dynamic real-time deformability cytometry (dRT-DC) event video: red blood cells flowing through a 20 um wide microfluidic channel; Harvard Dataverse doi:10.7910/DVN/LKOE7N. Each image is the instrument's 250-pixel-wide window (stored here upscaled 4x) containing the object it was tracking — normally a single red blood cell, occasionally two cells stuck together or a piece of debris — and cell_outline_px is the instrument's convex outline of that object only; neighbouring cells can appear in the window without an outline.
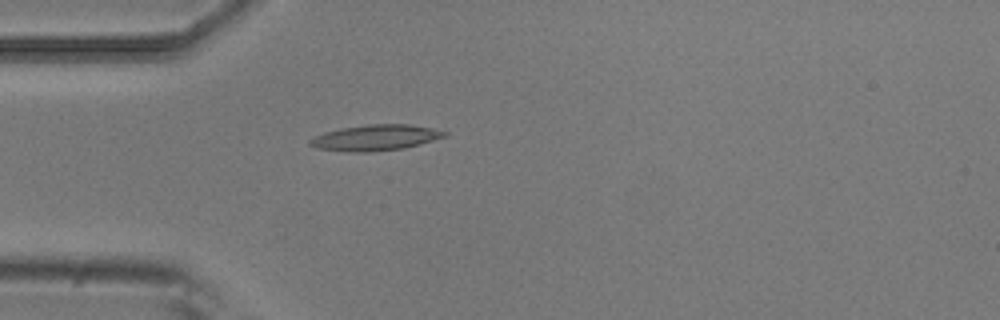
{"species": "common noctule bat (a hibernating species)", "species_latin": "Nyctalus noctula", "temperature_condition": "room temperature", "stored_images_in_passage": 5, "camera_frame_rate_fps": 3000, "um_per_image_px": 0.085, "animal": {"sex": "male", "body_mass_g": 20.5, "forearm_length_mm": 52.5}, "frame": {"image": 1, "passage_image": 5, "time_ms": 1.333, "image_size_px": [1000, 320], "cell_outline_px": [[448, 136], [404, 148], [368, 152], [352, 152], [316, 148], [308, 144], [308, 140], [324, 132], [340, 128], [368, 124], [412, 124], [432, 128], [448, 132]], "centroid_in_image_um": [31.92, 11.69], "position_along_channel_um": 53.1, "area_um2": 20.29}}